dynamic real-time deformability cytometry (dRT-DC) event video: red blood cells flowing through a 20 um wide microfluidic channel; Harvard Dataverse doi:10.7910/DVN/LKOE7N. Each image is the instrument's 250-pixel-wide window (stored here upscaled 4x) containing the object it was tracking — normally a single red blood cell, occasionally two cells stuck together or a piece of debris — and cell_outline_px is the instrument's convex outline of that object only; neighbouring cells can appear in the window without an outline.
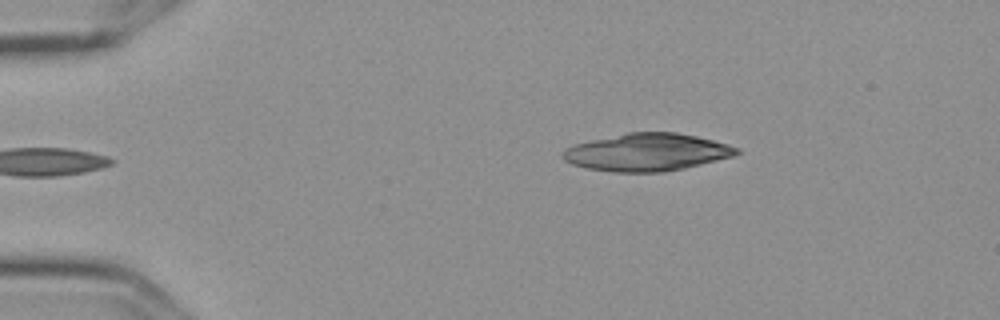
{"species": "Egyptian fruit bat (a non-hibernating species)", "species_latin": "Rousettus aegyptiacus", "temperature_condition": "cold", "stored_images_in_passage": 3, "camera_frame_rate_fps": 3000, "um_per_image_px": 0.085, "frame": {"image": 1, "passage_image": 3, "time_ms": 0.667, "image_size_px": [1000, 320], "cell_outline_px": [[740, 152], [736, 156], [684, 168], [664, 172], [612, 172], [588, 168], [572, 164], [564, 160], [560, 152], [564, 148], [576, 144], [592, 140], [628, 132], [676, 132], [696, 136], [728, 144], [740, 148]], "centroid_in_image_um": [55.01, 12.94], "position_along_channel_um": 30.0, "area_um2": 38.09}}